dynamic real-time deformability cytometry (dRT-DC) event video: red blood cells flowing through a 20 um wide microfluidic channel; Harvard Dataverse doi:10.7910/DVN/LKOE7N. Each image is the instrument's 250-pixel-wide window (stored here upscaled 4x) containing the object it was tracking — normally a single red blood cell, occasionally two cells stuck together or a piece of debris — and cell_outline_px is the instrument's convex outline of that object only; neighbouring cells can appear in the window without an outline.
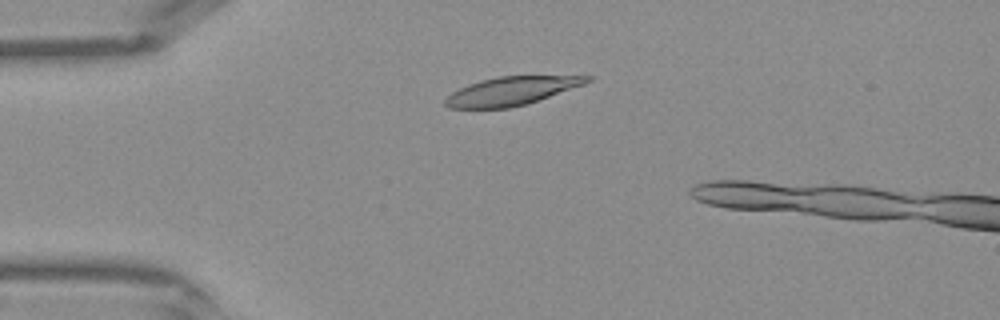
{"species": "Egyptian fruit bat (a non-hibernating species)", "species_latin": "Rousettus aegyptiacus", "temperature_condition": "warm", "stored_images_in_passage": 34, "camera_frame_rate_fps": 3000, "um_per_image_px": 0.085, "frame": {"image": 1, "passage_image": 9, "time_ms": 2.667, "image_size_px": [1000, 320], "cell_outline_px": [[592, 80], [584, 84], [528, 104], [508, 108], [448, 108], [444, 104], [444, 100], [452, 92], [468, 84], [480, 80], [500, 76], [592, 76]], "centroid_in_image_um": [43.45, 7.74], "position_along_channel_um": 41.6, "area_um2": 23.35}}
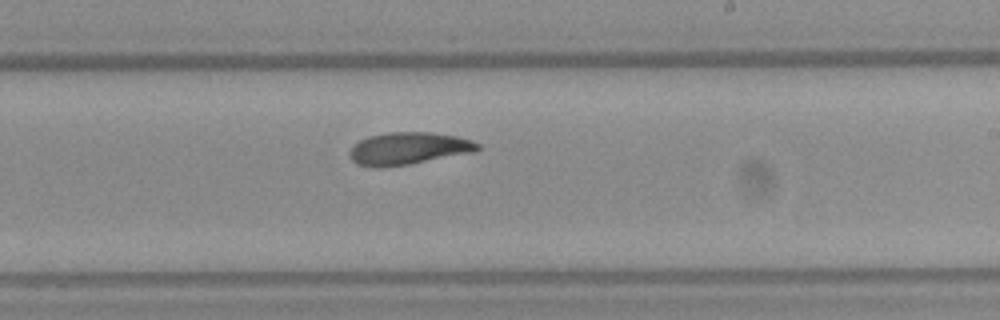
{"frame": {"image": 2, "passage_image": 24, "time_ms": 7.667, "image_size_px": [1000, 320], "cell_outline_px": [[480, 148], [476, 152], [408, 164], [380, 168], [376, 168], [356, 164], [348, 156], [348, 152], [360, 140], [368, 136], [388, 132], [432, 132], [456, 136], [472, 140], [480, 144]], "centroid_in_image_um": [34.72, 12.62], "position_along_channel_um": 254.3, "area_um2": 24.28}}
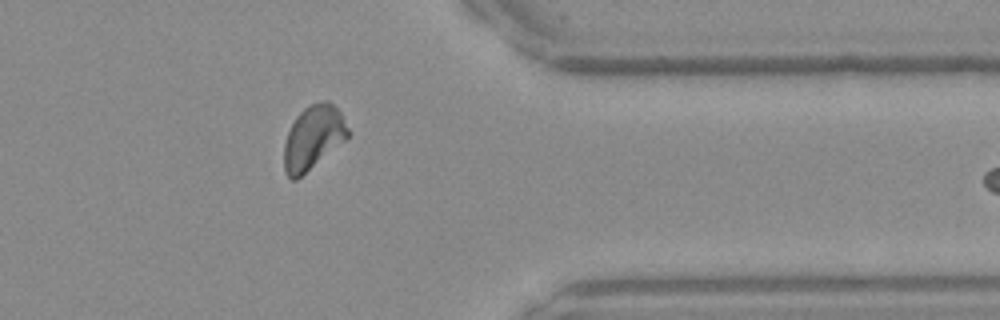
{"frame": {"image": 3, "passage_image": 33, "time_ms": 10.667, "image_size_px": [1000, 320], "cell_outline_px": [[352, 132], [344, 140], [296, 180], [292, 180], [284, 172], [284, 144], [288, 132], [296, 116], [304, 108], [320, 100], [328, 100], [340, 112]], "centroid_in_image_um": [26.62, 11.67], "position_along_channel_um": 384.8, "area_um2": 23.52}}